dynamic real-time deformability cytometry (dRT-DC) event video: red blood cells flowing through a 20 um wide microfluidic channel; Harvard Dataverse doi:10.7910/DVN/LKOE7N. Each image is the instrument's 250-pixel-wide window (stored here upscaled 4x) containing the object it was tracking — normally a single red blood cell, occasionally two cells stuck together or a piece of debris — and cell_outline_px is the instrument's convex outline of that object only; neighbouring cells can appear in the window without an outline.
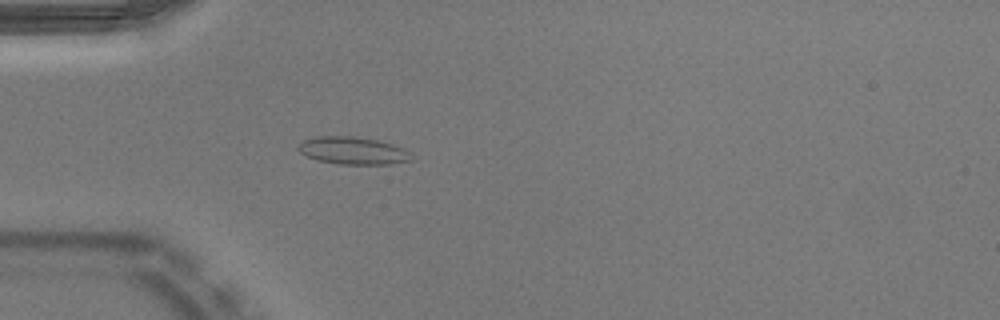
{"species": "Egyptian fruit bat (a non-hibernating species)", "species_latin": "Rousettus aegyptiacus", "temperature_condition": "warm", "stored_images_in_passage": 42, "camera_frame_rate_fps": 3000, "um_per_image_px": 0.085, "animal": {"sex": "male"}, "frame": {"image": 1, "passage_image": 7, "time_ms": 2.0, "image_size_px": [1000, 320], "cell_outline_px": [[412, 160], [388, 164], [340, 164], [316, 160], [300, 152], [296, 148], [296, 144], [304, 140], [316, 136], [352, 136], [376, 140], [392, 144], [404, 148], [408, 152]], "centroid_in_image_um": [29.94, 12.8], "position_along_channel_um": 55.1, "area_um2": 18.03}}
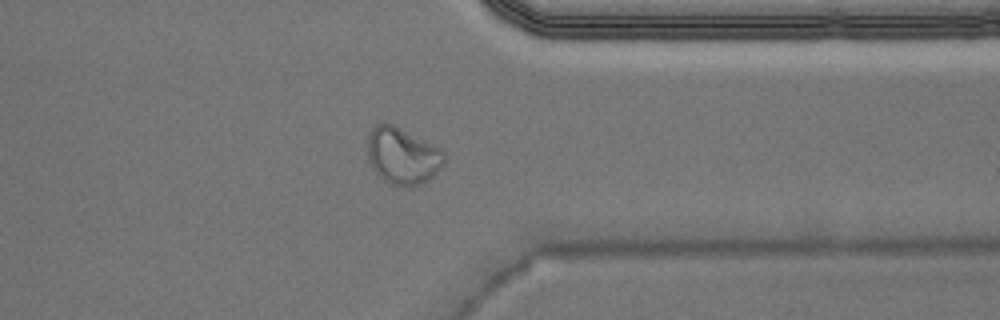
{"frame": {"image": 2, "passage_image": 32, "time_ms": 10.333, "image_size_px": [1000, 320], "cell_outline_px": [[444, 164], [428, 180], [420, 184], [392, 184], [384, 180], [372, 168], [368, 160], [368, 132], [376, 124], [384, 120], [440, 148], [444, 152]], "centroid_in_image_um": [34.18, 13.2], "position_along_channel_um": 377.2, "area_um2": 24.97}}
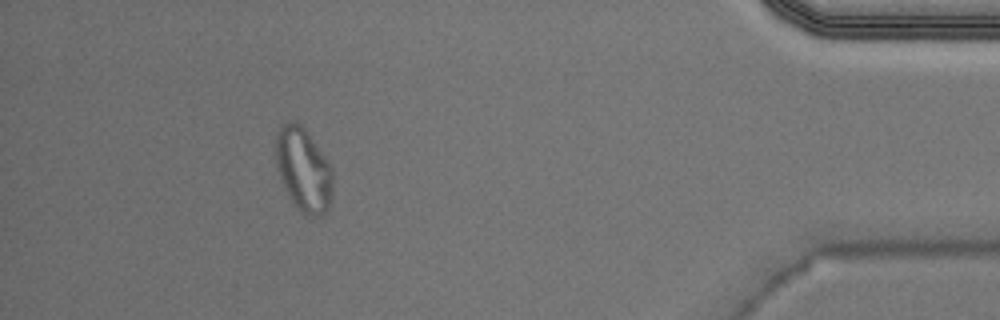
{"frame": {"image": 3, "passage_image": 38, "time_ms": 12.333, "image_size_px": [1000, 320], "cell_outline_px": [[332, 200], [328, 208], [320, 216], [304, 216], [296, 208], [280, 180], [276, 168], [276, 132], [284, 124], [292, 120], [300, 124], [304, 128], [328, 160], [332, 168]], "centroid_in_image_um": [25.79, 14.45], "position_along_channel_um": 409.4, "area_um2": 27.98}}